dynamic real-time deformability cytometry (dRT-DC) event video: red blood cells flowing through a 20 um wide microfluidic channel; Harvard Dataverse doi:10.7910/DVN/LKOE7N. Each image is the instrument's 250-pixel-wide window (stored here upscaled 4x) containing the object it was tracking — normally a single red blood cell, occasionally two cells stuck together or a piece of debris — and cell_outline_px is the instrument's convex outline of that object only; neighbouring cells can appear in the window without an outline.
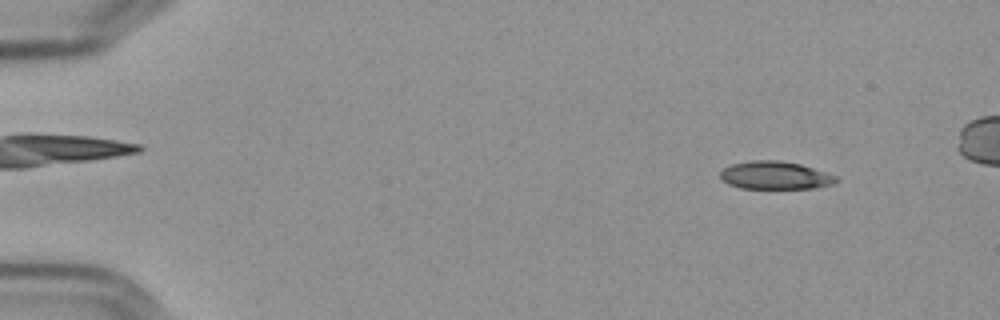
{"species": "Egyptian fruit bat (a non-hibernating species)", "species_latin": "Rousettus aegyptiacus", "temperature_condition": "cold", "stored_images_in_passage": 52, "camera_frame_rate_fps": 3000, "um_per_image_px": 0.085, "frame": {"image": 1, "passage_image": 4, "time_ms": 1.0, "image_size_px": [1000, 320], "cell_outline_px": [[840, 180], [832, 184], [816, 188], [740, 188], [728, 184], [720, 176], [720, 172], [724, 168], [732, 164], [752, 160], [776, 160], [800, 164], [840, 176]], "centroid_in_image_um": [65.94, 14.9], "position_along_channel_um": 19.1, "area_um2": 18.9}}
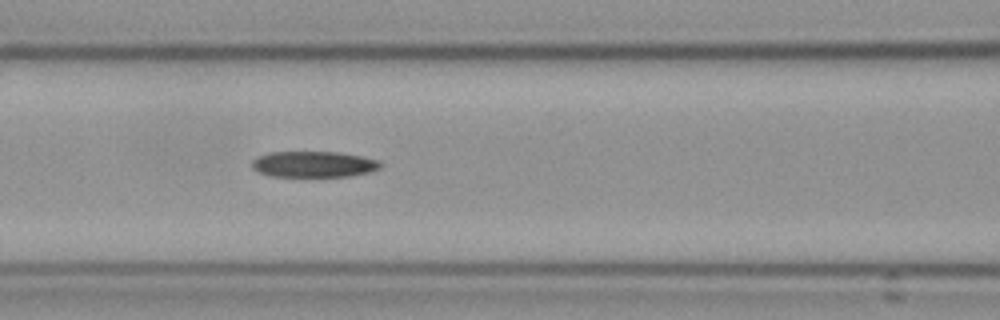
{"frame": {"image": 2, "passage_image": 23, "time_ms": 7.333, "image_size_px": [1000, 320], "cell_outline_px": [[384, 164], [380, 168], [368, 172], [348, 176], [272, 176], [260, 172], [252, 168], [252, 160], [256, 156], [268, 152], [340, 152], [380, 160]], "centroid_in_image_um": [26.67, 13.95], "position_along_channel_um": 139.9, "area_um2": 19.48}}
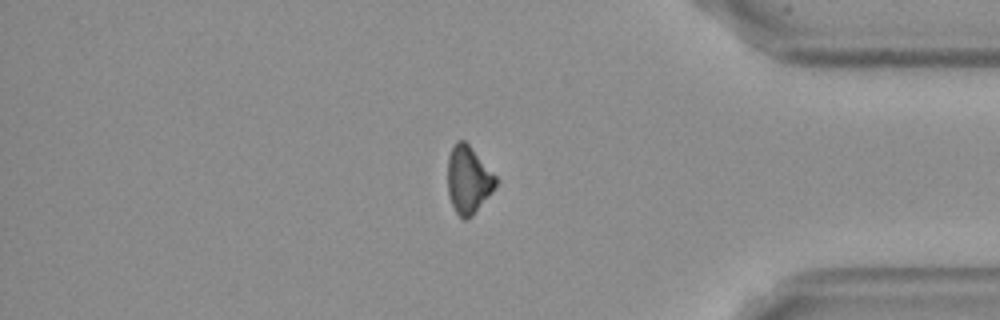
{"frame": {"image": 3, "passage_image": 46, "time_ms": 15.0, "image_size_px": [1000, 320], "cell_outline_px": [[496, 184], [472, 216], [468, 220], [464, 220], [456, 212], [452, 204], [448, 192], [448, 156], [456, 140], [464, 140], [472, 148], [496, 176]], "centroid_in_image_um": [39.78, 15.26], "position_along_channel_um": 395.4, "area_um2": 18.5}}